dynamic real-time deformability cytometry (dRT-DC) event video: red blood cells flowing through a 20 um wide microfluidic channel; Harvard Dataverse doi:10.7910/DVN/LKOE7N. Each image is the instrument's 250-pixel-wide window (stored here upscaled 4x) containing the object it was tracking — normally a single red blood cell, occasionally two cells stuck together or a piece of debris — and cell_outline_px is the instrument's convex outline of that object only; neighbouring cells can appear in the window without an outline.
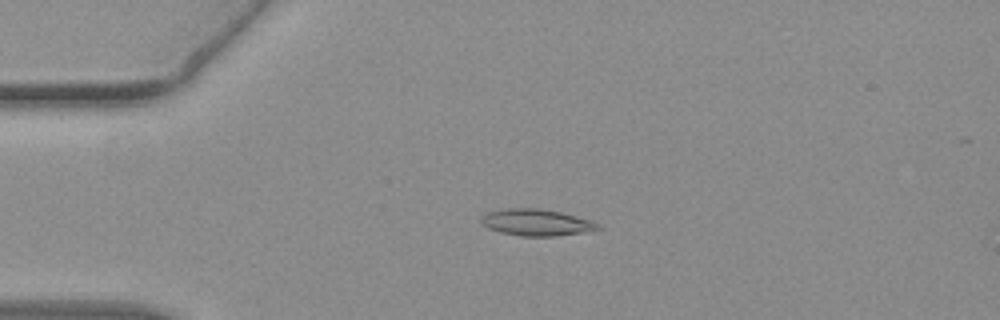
{"species": "common noctule bat (a hibernating species)", "species_latin": "Nyctalus noctula", "temperature_condition": "warm", "stored_images_in_passage": 42, "camera_frame_rate_fps": 3000, "um_per_image_px": 0.085, "animal": {"sex": "female", "body_mass_g": 19.3, "forearm_length_mm": 54.1}, "frame": {"image": 1, "passage_image": 1, "time_ms": 0.0, "image_size_px": [1000, 320], "cell_outline_px": [[600, 228], [580, 232], [556, 236], [520, 236], [500, 232], [488, 228], [480, 224], [480, 216], [484, 212], [508, 208], [536, 208], [560, 212], [592, 220], [600, 224]], "centroid_in_image_um": [45.51, 18.9], "position_along_channel_um": 39.5, "area_um2": 18.15}}
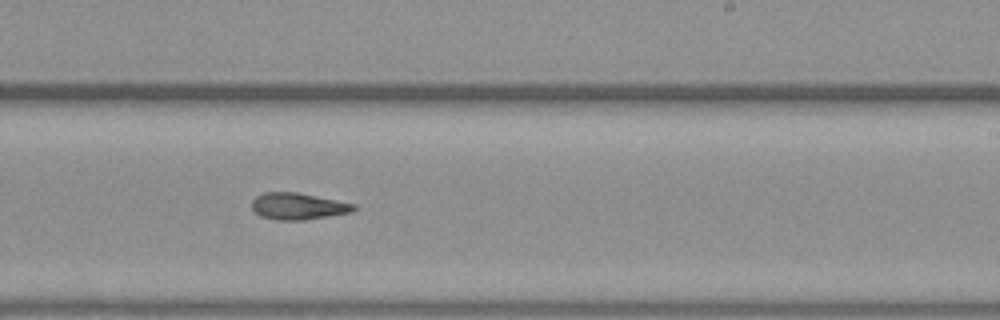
{"frame": {"image": 2, "passage_image": 21, "time_ms": 6.667, "image_size_px": [1000, 320], "cell_outline_px": [[356, 208], [352, 212], [304, 220], [276, 220], [260, 216], [252, 208], [252, 200], [256, 196], [264, 192], [296, 192], [356, 204]], "centroid_in_image_um": [25.32, 17.53], "position_along_channel_um": 263.7, "area_um2": 15.78}}
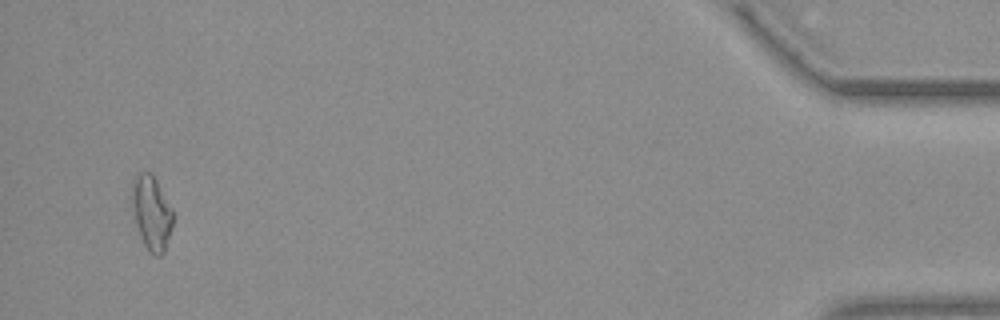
{"frame": {"image": 3, "passage_image": 40, "time_ms": 13.0, "image_size_px": [1000, 320], "cell_outline_px": [[172, 224], [164, 252], [160, 256], [156, 256], [148, 252], [140, 236], [136, 224], [132, 196], [132, 184], [136, 172], [148, 172], [156, 180], [172, 208]], "centroid_in_image_um": [12.88, 18.1], "position_along_channel_um": 422.3, "area_um2": 17.34}, "authors_computed_cell_mechanics": {"area_um2": 16.3574, "velocity_mm_per_s": 3.8246, "shape_relaxation_time_tau1_ms": null, "shape_relaxation_time_tau2_ms": 8.0224, "deformation_change_tau1": null, "deformation_change_tau2": 0.1851}}